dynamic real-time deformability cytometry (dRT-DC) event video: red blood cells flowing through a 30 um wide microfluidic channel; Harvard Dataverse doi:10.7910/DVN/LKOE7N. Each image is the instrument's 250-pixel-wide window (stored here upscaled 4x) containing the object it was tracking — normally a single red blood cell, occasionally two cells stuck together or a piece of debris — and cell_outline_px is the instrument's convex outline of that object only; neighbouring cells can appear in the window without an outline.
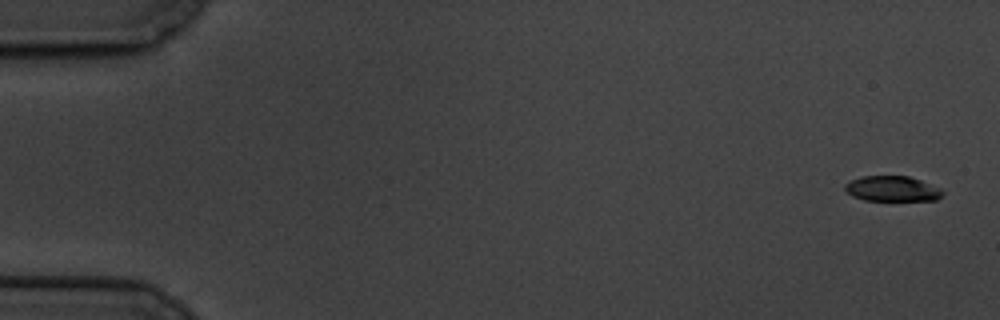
{"species": "common noctule bat (a hibernating species)", "species_latin": "Nyctalus noctula", "temperature_condition": "cold", "stored_images_in_passage": 7, "camera_frame_rate_fps": 3000, "um_per_image_px": 0.085, "animal": {"sex": "male", "body_mass_g": 19.5, "forearm_length_mm": 54.6}, "frame": {"image": 1, "passage_image": 1, "time_ms": 0.0, "image_size_px": [1000, 320], "cell_outline_px": [[944, 192], [936, 200], [864, 200], [852, 196], [844, 188], [844, 184], [860, 176], [908, 176], [920, 180], [940, 188]], "centroid_in_image_um": [75.82, 16.04], "position_along_channel_um": 9.2, "area_um2": 14.28}}
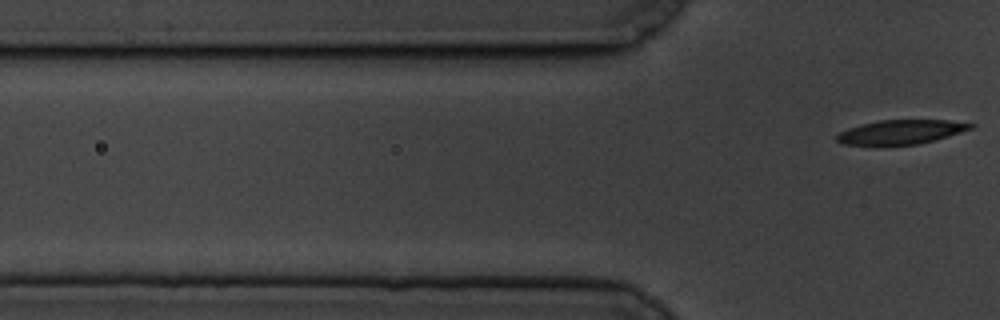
{"frame": {"image": 2, "passage_image": 7, "time_ms": 8.0, "image_size_px": [1000, 320], "cell_outline_px": [[976, 124], [972, 128], [936, 140], [920, 144], [844, 144], [836, 140], [836, 136], [840, 132], [848, 128], [880, 120], [948, 120]], "centroid_in_image_um": [76.62, 11.21], "position_along_channel_um": 49.2, "area_um2": 18.5}}